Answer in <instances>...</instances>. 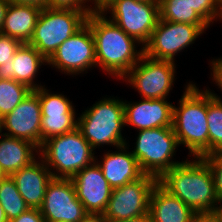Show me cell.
Instances as JSON below:
<instances>
[{"label":"cell","instance_id":"obj_9","mask_svg":"<svg viewBox=\"0 0 222 222\" xmlns=\"http://www.w3.org/2000/svg\"><path fill=\"white\" fill-rule=\"evenodd\" d=\"M209 25H195L158 20L144 54L156 60L174 61V56L189 47ZM176 54V55H175Z\"/></svg>","mask_w":222,"mask_h":222},{"label":"cell","instance_id":"obj_4","mask_svg":"<svg viewBox=\"0 0 222 222\" xmlns=\"http://www.w3.org/2000/svg\"><path fill=\"white\" fill-rule=\"evenodd\" d=\"M94 149L79 128L44 141L39 148L41 158L53 178H72L77 172L92 164Z\"/></svg>","mask_w":222,"mask_h":222},{"label":"cell","instance_id":"obj_43","mask_svg":"<svg viewBox=\"0 0 222 222\" xmlns=\"http://www.w3.org/2000/svg\"><path fill=\"white\" fill-rule=\"evenodd\" d=\"M219 19H222V1L220 2V14Z\"/></svg>","mask_w":222,"mask_h":222},{"label":"cell","instance_id":"obj_42","mask_svg":"<svg viewBox=\"0 0 222 222\" xmlns=\"http://www.w3.org/2000/svg\"><path fill=\"white\" fill-rule=\"evenodd\" d=\"M140 2H159V0H136Z\"/></svg>","mask_w":222,"mask_h":222},{"label":"cell","instance_id":"obj_15","mask_svg":"<svg viewBox=\"0 0 222 222\" xmlns=\"http://www.w3.org/2000/svg\"><path fill=\"white\" fill-rule=\"evenodd\" d=\"M42 86L39 88L41 105V145L51 137L62 135L78 128L75 109L65 95L52 94Z\"/></svg>","mask_w":222,"mask_h":222},{"label":"cell","instance_id":"obj_30","mask_svg":"<svg viewBox=\"0 0 222 222\" xmlns=\"http://www.w3.org/2000/svg\"><path fill=\"white\" fill-rule=\"evenodd\" d=\"M21 44L19 40L0 33V66L12 62L15 52Z\"/></svg>","mask_w":222,"mask_h":222},{"label":"cell","instance_id":"obj_23","mask_svg":"<svg viewBox=\"0 0 222 222\" xmlns=\"http://www.w3.org/2000/svg\"><path fill=\"white\" fill-rule=\"evenodd\" d=\"M0 136V166L7 176L36 160L39 148L32 142L2 135L1 132Z\"/></svg>","mask_w":222,"mask_h":222},{"label":"cell","instance_id":"obj_41","mask_svg":"<svg viewBox=\"0 0 222 222\" xmlns=\"http://www.w3.org/2000/svg\"><path fill=\"white\" fill-rule=\"evenodd\" d=\"M7 175L4 173V171L2 170L1 166H0V180L5 178Z\"/></svg>","mask_w":222,"mask_h":222},{"label":"cell","instance_id":"obj_13","mask_svg":"<svg viewBox=\"0 0 222 222\" xmlns=\"http://www.w3.org/2000/svg\"><path fill=\"white\" fill-rule=\"evenodd\" d=\"M39 210L45 222H80L88 214L70 178H52Z\"/></svg>","mask_w":222,"mask_h":222},{"label":"cell","instance_id":"obj_40","mask_svg":"<svg viewBox=\"0 0 222 222\" xmlns=\"http://www.w3.org/2000/svg\"><path fill=\"white\" fill-rule=\"evenodd\" d=\"M0 222H9L1 204H0Z\"/></svg>","mask_w":222,"mask_h":222},{"label":"cell","instance_id":"obj_38","mask_svg":"<svg viewBox=\"0 0 222 222\" xmlns=\"http://www.w3.org/2000/svg\"><path fill=\"white\" fill-rule=\"evenodd\" d=\"M112 222H153L152 218L150 216L149 213L137 217V218H132V219H128V220H121V221H112Z\"/></svg>","mask_w":222,"mask_h":222},{"label":"cell","instance_id":"obj_33","mask_svg":"<svg viewBox=\"0 0 222 222\" xmlns=\"http://www.w3.org/2000/svg\"><path fill=\"white\" fill-rule=\"evenodd\" d=\"M212 79L217 84L218 88L222 90V57L211 61Z\"/></svg>","mask_w":222,"mask_h":222},{"label":"cell","instance_id":"obj_24","mask_svg":"<svg viewBox=\"0 0 222 222\" xmlns=\"http://www.w3.org/2000/svg\"><path fill=\"white\" fill-rule=\"evenodd\" d=\"M208 155L222 152V100L207 90Z\"/></svg>","mask_w":222,"mask_h":222},{"label":"cell","instance_id":"obj_6","mask_svg":"<svg viewBox=\"0 0 222 222\" xmlns=\"http://www.w3.org/2000/svg\"><path fill=\"white\" fill-rule=\"evenodd\" d=\"M94 11L42 8L28 44L46 60L69 37L79 31Z\"/></svg>","mask_w":222,"mask_h":222},{"label":"cell","instance_id":"obj_1","mask_svg":"<svg viewBox=\"0 0 222 222\" xmlns=\"http://www.w3.org/2000/svg\"><path fill=\"white\" fill-rule=\"evenodd\" d=\"M105 16L96 10L86 20L95 41L96 65L121 80L139 62L144 50H136L139 42Z\"/></svg>","mask_w":222,"mask_h":222},{"label":"cell","instance_id":"obj_5","mask_svg":"<svg viewBox=\"0 0 222 222\" xmlns=\"http://www.w3.org/2000/svg\"><path fill=\"white\" fill-rule=\"evenodd\" d=\"M124 118L123 100L104 98L78 117V128L94 150L104 144L118 148L127 144L121 134Z\"/></svg>","mask_w":222,"mask_h":222},{"label":"cell","instance_id":"obj_7","mask_svg":"<svg viewBox=\"0 0 222 222\" xmlns=\"http://www.w3.org/2000/svg\"><path fill=\"white\" fill-rule=\"evenodd\" d=\"M97 10L111 12L109 19L144 47L160 19L159 2L97 0Z\"/></svg>","mask_w":222,"mask_h":222},{"label":"cell","instance_id":"obj_31","mask_svg":"<svg viewBox=\"0 0 222 222\" xmlns=\"http://www.w3.org/2000/svg\"><path fill=\"white\" fill-rule=\"evenodd\" d=\"M87 1H92V4L94 2V6L92 8L88 5L86 6ZM47 7L52 9L96 11L97 0H47Z\"/></svg>","mask_w":222,"mask_h":222},{"label":"cell","instance_id":"obj_34","mask_svg":"<svg viewBox=\"0 0 222 222\" xmlns=\"http://www.w3.org/2000/svg\"><path fill=\"white\" fill-rule=\"evenodd\" d=\"M190 222H217L214 213H200L196 214Z\"/></svg>","mask_w":222,"mask_h":222},{"label":"cell","instance_id":"obj_26","mask_svg":"<svg viewBox=\"0 0 222 222\" xmlns=\"http://www.w3.org/2000/svg\"><path fill=\"white\" fill-rule=\"evenodd\" d=\"M0 204L8 221L19 217L23 212L30 209L18 192L16 183L11 176H6L0 180Z\"/></svg>","mask_w":222,"mask_h":222},{"label":"cell","instance_id":"obj_10","mask_svg":"<svg viewBox=\"0 0 222 222\" xmlns=\"http://www.w3.org/2000/svg\"><path fill=\"white\" fill-rule=\"evenodd\" d=\"M175 67L173 61L156 60L143 54L122 79L137 89L142 99H166L174 84Z\"/></svg>","mask_w":222,"mask_h":222},{"label":"cell","instance_id":"obj_11","mask_svg":"<svg viewBox=\"0 0 222 222\" xmlns=\"http://www.w3.org/2000/svg\"><path fill=\"white\" fill-rule=\"evenodd\" d=\"M158 179L144 174L140 179L112 190L105 213L107 222L128 220L149 213V199Z\"/></svg>","mask_w":222,"mask_h":222},{"label":"cell","instance_id":"obj_27","mask_svg":"<svg viewBox=\"0 0 222 222\" xmlns=\"http://www.w3.org/2000/svg\"><path fill=\"white\" fill-rule=\"evenodd\" d=\"M31 91L14 79H0V120L12 112Z\"/></svg>","mask_w":222,"mask_h":222},{"label":"cell","instance_id":"obj_36","mask_svg":"<svg viewBox=\"0 0 222 222\" xmlns=\"http://www.w3.org/2000/svg\"><path fill=\"white\" fill-rule=\"evenodd\" d=\"M80 222H107L102 214H87Z\"/></svg>","mask_w":222,"mask_h":222},{"label":"cell","instance_id":"obj_22","mask_svg":"<svg viewBox=\"0 0 222 222\" xmlns=\"http://www.w3.org/2000/svg\"><path fill=\"white\" fill-rule=\"evenodd\" d=\"M42 8L31 4L10 3L0 33L21 43L31 39Z\"/></svg>","mask_w":222,"mask_h":222},{"label":"cell","instance_id":"obj_2","mask_svg":"<svg viewBox=\"0 0 222 222\" xmlns=\"http://www.w3.org/2000/svg\"><path fill=\"white\" fill-rule=\"evenodd\" d=\"M194 159L175 165L158 179V183L196 214L214 213L218 199L211 169L202 157Z\"/></svg>","mask_w":222,"mask_h":222},{"label":"cell","instance_id":"obj_8","mask_svg":"<svg viewBox=\"0 0 222 222\" xmlns=\"http://www.w3.org/2000/svg\"><path fill=\"white\" fill-rule=\"evenodd\" d=\"M132 151L144 174L159 179L166 171L182 162L173 161L179 147L173 127H157L140 130Z\"/></svg>","mask_w":222,"mask_h":222},{"label":"cell","instance_id":"obj_14","mask_svg":"<svg viewBox=\"0 0 222 222\" xmlns=\"http://www.w3.org/2000/svg\"><path fill=\"white\" fill-rule=\"evenodd\" d=\"M42 112L39 89L31 91L17 107L0 120V132L4 135L24 139L41 147Z\"/></svg>","mask_w":222,"mask_h":222},{"label":"cell","instance_id":"obj_29","mask_svg":"<svg viewBox=\"0 0 222 222\" xmlns=\"http://www.w3.org/2000/svg\"><path fill=\"white\" fill-rule=\"evenodd\" d=\"M209 165L215 185L216 197L222 199V152H215L202 157Z\"/></svg>","mask_w":222,"mask_h":222},{"label":"cell","instance_id":"obj_28","mask_svg":"<svg viewBox=\"0 0 222 222\" xmlns=\"http://www.w3.org/2000/svg\"><path fill=\"white\" fill-rule=\"evenodd\" d=\"M191 8L210 26L220 14V3L217 0H187Z\"/></svg>","mask_w":222,"mask_h":222},{"label":"cell","instance_id":"obj_25","mask_svg":"<svg viewBox=\"0 0 222 222\" xmlns=\"http://www.w3.org/2000/svg\"><path fill=\"white\" fill-rule=\"evenodd\" d=\"M160 19L175 23L208 25L187 0H159Z\"/></svg>","mask_w":222,"mask_h":222},{"label":"cell","instance_id":"obj_12","mask_svg":"<svg viewBox=\"0 0 222 222\" xmlns=\"http://www.w3.org/2000/svg\"><path fill=\"white\" fill-rule=\"evenodd\" d=\"M47 65L69 75H76L96 66L95 41L90 27L85 24L66 39L47 60Z\"/></svg>","mask_w":222,"mask_h":222},{"label":"cell","instance_id":"obj_18","mask_svg":"<svg viewBox=\"0 0 222 222\" xmlns=\"http://www.w3.org/2000/svg\"><path fill=\"white\" fill-rule=\"evenodd\" d=\"M38 159L11 175L26 204L36 209L41 207L47 185L53 178L44 161Z\"/></svg>","mask_w":222,"mask_h":222},{"label":"cell","instance_id":"obj_3","mask_svg":"<svg viewBox=\"0 0 222 222\" xmlns=\"http://www.w3.org/2000/svg\"><path fill=\"white\" fill-rule=\"evenodd\" d=\"M179 100L173 106V130L179 145L189 150V155H208L207 89L199 90L189 82Z\"/></svg>","mask_w":222,"mask_h":222},{"label":"cell","instance_id":"obj_21","mask_svg":"<svg viewBox=\"0 0 222 222\" xmlns=\"http://www.w3.org/2000/svg\"><path fill=\"white\" fill-rule=\"evenodd\" d=\"M149 214L153 222H190L196 213L158 182L149 199Z\"/></svg>","mask_w":222,"mask_h":222},{"label":"cell","instance_id":"obj_16","mask_svg":"<svg viewBox=\"0 0 222 222\" xmlns=\"http://www.w3.org/2000/svg\"><path fill=\"white\" fill-rule=\"evenodd\" d=\"M78 200L88 214H104L112 188L105 179L96 160L71 178Z\"/></svg>","mask_w":222,"mask_h":222},{"label":"cell","instance_id":"obj_32","mask_svg":"<svg viewBox=\"0 0 222 222\" xmlns=\"http://www.w3.org/2000/svg\"><path fill=\"white\" fill-rule=\"evenodd\" d=\"M9 222H45L39 209L30 208Z\"/></svg>","mask_w":222,"mask_h":222},{"label":"cell","instance_id":"obj_19","mask_svg":"<svg viewBox=\"0 0 222 222\" xmlns=\"http://www.w3.org/2000/svg\"><path fill=\"white\" fill-rule=\"evenodd\" d=\"M47 60L31 45L22 43L16 50L12 62L0 66V79L15 81L26 85L32 91L42 87L34 83L37 72Z\"/></svg>","mask_w":222,"mask_h":222},{"label":"cell","instance_id":"obj_17","mask_svg":"<svg viewBox=\"0 0 222 222\" xmlns=\"http://www.w3.org/2000/svg\"><path fill=\"white\" fill-rule=\"evenodd\" d=\"M126 126L148 130L157 127H172L173 104L166 99H145L139 102L123 101Z\"/></svg>","mask_w":222,"mask_h":222},{"label":"cell","instance_id":"obj_39","mask_svg":"<svg viewBox=\"0 0 222 222\" xmlns=\"http://www.w3.org/2000/svg\"><path fill=\"white\" fill-rule=\"evenodd\" d=\"M220 203L219 206H217L216 211L214 212L217 222H222V199L218 200V204Z\"/></svg>","mask_w":222,"mask_h":222},{"label":"cell","instance_id":"obj_37","mask_svg":"<svg viewBox=\"0 0 222 222\" xmlns=\"http://www.w3.org/2000/svg\"><path fill=\"white\" fill-rule=\"evenodd\" d=\"M9 4L10 3L7 0H0V30L3 26L6 10Z\"/></svg>","mask_w":222,"mask_h":222},{"label":"cell","instance_id":"obj_20","mask_svg":"<svg viewBox=\"0 0 222 222\" xmlns=\"http://www.w3.org/2000/svg\"><path fill=\"white\" fill-rule=\"evenodd\" d=\"M117 149L118 152L105 153L100 163L96 161L112 189L134 182L144 175L132 152L126 150L127 144Z\"/></svg>","mask_w":222,"mask_h":222},{"label":"cell","instance_id":"obj_35","mask_svg":"<svg viewBox=\"0 0 222 222\" xmlns=\"http://www.w3.org/2000/svg\"><path fill=\"white\" fill-rule=\"evenodd\" d=\"M9 3L31 4L41 8L47 7V0H7Z\"/></svg>","mask_w":222,"mask_h":222}]
</instances>
